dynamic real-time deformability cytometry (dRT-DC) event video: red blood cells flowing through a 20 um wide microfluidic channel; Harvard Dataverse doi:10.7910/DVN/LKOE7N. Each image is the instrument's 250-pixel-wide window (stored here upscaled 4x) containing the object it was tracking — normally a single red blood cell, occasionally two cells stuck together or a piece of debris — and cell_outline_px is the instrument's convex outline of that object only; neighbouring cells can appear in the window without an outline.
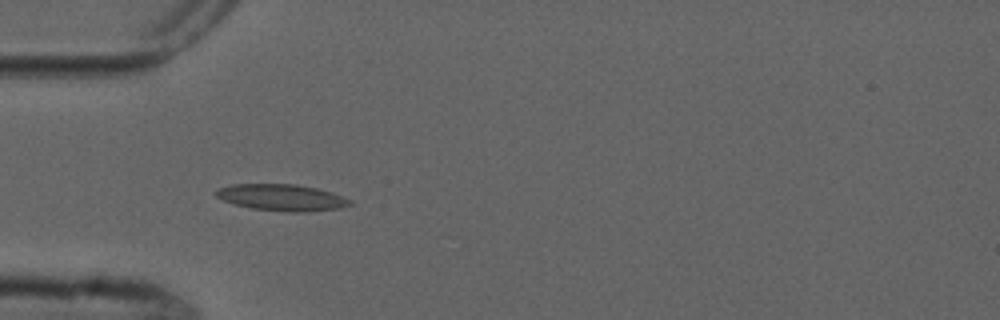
{"species": "common noctule bat (a hibernating species)", "species_latin": "Nyctalus noctula", "temperature_condition": "cold", "stored_images_in_passage": 6, "camera_frame_rate_fps": 3000, "um_per_image_px": 0.085, "animal": {"sex": "male", "forearm_length_mm": 52.5}, "frame": {"image": 1, "passage_image": 5, "time_ms": 5.667, "image_size_px": [1000, 320], "cell_outline_px": [[352, 204], [340, 208], [304, 212], [288, 212], [252, 208], [236, 204], [224, 200], [216, 196], [212, 192], [216, 188], [232, 184], [296, 184], [316, 188], [332, 192], [352, 200]], "centroid_in_image_um": [23.94, 16.78], "position_along_channel_um": 61.1, "area_um2": 20.75}}
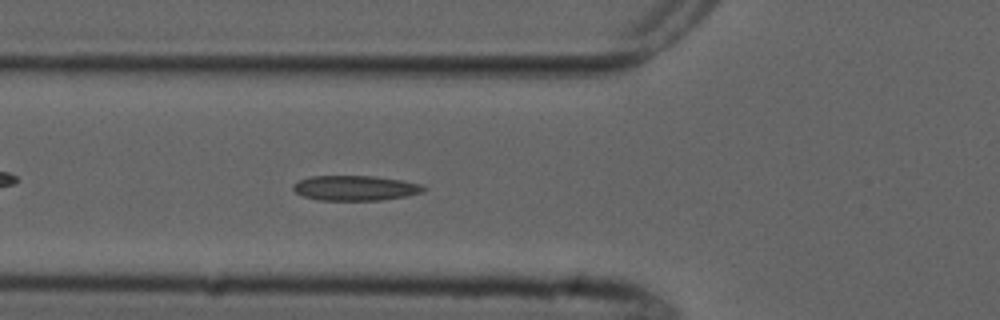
{"frame": {"image": 2, "passage_image": 6, "time_ms": 6.667, "image_size_px": [1000, 320], "cell_outline_px": [[428, 188], [424, 192], [404, 196], [380, 200], [320, 200], [304, 196], [296, 192], [292, 188], [292, 184], [296, 180], [312, 176], [376, 176], [400, 180], [420, 184]], "centroid_in_image_um": [30.17, 15.97], "position_along_channel_um": 95.6, "area_um2": 19.02}}